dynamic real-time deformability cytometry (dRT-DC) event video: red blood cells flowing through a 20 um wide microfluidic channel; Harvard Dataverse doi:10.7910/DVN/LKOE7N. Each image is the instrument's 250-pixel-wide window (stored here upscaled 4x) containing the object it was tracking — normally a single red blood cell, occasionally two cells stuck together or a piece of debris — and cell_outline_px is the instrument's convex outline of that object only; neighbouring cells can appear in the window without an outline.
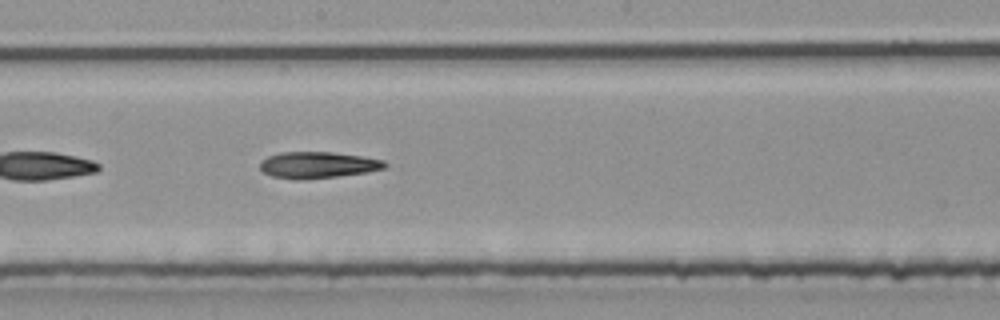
{"species": "common noctule bat (a hibernating species)", "species_latin": "Nyctalus noctula", "temperature_condition": "room temperature", "stored_images_in_passage": 32, "camera_frame_rate_fps": 3000, "um_per_image_px": 0.085, "animal": {"sex": "male", "body_mass_g": 20.4}, "frame": {"image": 1, "passage_image": 14, "time_ms": 4.333, "image_size_px": [1000, 320], "cell_outline_px": [[388, 164], [384, 168], [368, 172], [340, 176], [304, 180], [296, 180], [272, 176], [264, 172], [260, 168], [260, 160], [268, 156], [280, 152], [332, 152], [360, 156], [384, 160]], "centroid_in_image_um": [27.0, 14.03], "position_along_channel_um": 221.2, "area_um2": 19.36}}